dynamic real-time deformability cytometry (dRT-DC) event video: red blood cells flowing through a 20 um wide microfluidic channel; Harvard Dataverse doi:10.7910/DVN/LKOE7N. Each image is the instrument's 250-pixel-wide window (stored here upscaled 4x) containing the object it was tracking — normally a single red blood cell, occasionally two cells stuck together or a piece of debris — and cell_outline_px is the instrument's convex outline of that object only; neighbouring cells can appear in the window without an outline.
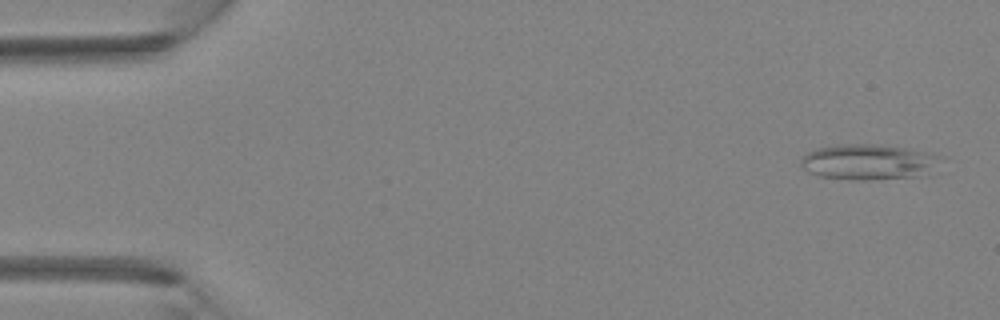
{"species": "Egyptian fruit bat (a non-hibernating species)", "species_latin": "Rousettus aegyptiacus", "temperature_condition": "room temperature", "stored_images_in_passage": 3, "camera_frame_rate_fps": 3000, "um_per_image_px": 0.085, "animal": {"sex": "female"}, "frame": {"image": 1, "passage_image": 1, "time_ms": 0.0, "image_size_px": [1000, 320], "cell_outline_px": [[944, 156], [920, 176], [868, 180], [848, 180], [820, 176], [808, 172], [800, 164], [800, 160], [808, 152], [816, 148], [840, 144], [872, 144], [912, 148], [932, 152]], "centroid_in_image_um": [73.79, 13.75], "position_along_channel_um": 11.2, "area_um2": 28.96}}